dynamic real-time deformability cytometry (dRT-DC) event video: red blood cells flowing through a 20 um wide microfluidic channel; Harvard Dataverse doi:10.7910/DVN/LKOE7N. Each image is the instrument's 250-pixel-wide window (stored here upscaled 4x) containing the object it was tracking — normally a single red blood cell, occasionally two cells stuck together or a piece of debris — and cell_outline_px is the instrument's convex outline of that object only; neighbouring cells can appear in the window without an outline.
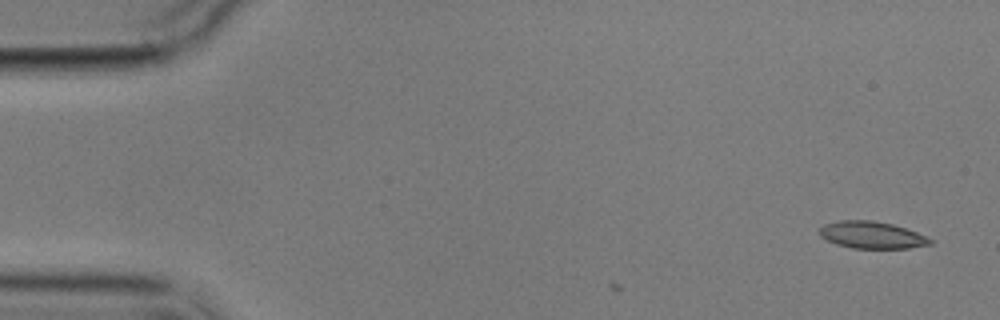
{"species": "common noctule bat (a hibernating species)", "species_latin": "Nyctalus noctula", "temperature_condition": "cold", "stored_images_in_passage": 3, "camera_frame_rate_fps": 3000, "um_per_image_px": 0.085, "animal": {"sex": "male", "body_mass_g": 17.9}, "frame": {"image": 1, "passage_image": 1, "time_ms": 0.0, "image_size_px": [1000, 320], "cell_outline_px": [[932, 244], [908, 248], [852, 248], [836, 244], [820, 236], [820, 228], [824, 224], [840, 220], [872, 220], [892, 224], [916, 232], [932, 240]], "centroid_in_image_um": [74.08, 19.97], "position_along_channel_um": 10.9, "area_um2": 17.22}}